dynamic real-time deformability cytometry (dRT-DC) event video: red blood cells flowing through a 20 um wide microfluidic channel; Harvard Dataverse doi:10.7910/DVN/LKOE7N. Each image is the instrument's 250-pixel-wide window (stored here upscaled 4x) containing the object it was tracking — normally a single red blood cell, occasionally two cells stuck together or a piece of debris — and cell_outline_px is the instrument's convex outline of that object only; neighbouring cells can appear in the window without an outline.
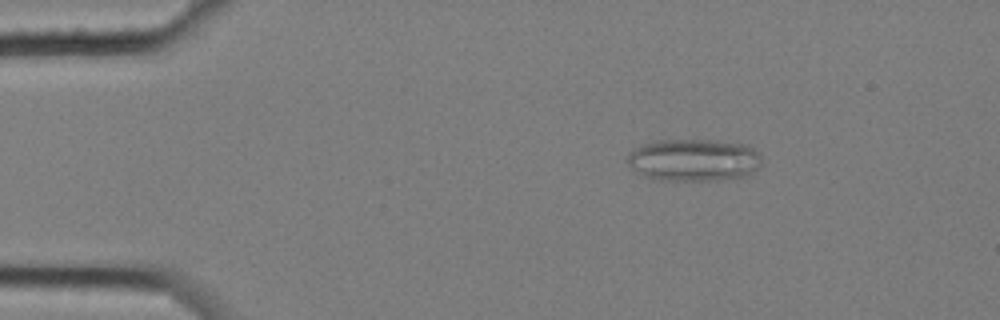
{"species": "common noctule bat (a hibernating species)", "species_latin": "Nyctalus noctula", "temperature_condition": "cold", "stored_images_in_passage": 6, "camera_frame_rate_fps": 3000, "um_per_image_px": 0.085, "animal": {"sex": "female", "body_mass_g": 25.1}, "frame": {"image": 1, "passage_image": 3, "time_ms": 0.667, "image_size_px": [1000, 320], "cell_outline_px": [[760, 164], [752, 172], [744, 176], [716, 180], [660, 180], [644, 176], [632, 168], [628, 164], [628, 156], [636, 148], [644, 144], [656, 140], [716, 140], [748, 144], [760, 156]], "centroid_in_image_um": [58.98, 13.59], "position_along_channel_um": 26.0, "area_um2": 32.83}}